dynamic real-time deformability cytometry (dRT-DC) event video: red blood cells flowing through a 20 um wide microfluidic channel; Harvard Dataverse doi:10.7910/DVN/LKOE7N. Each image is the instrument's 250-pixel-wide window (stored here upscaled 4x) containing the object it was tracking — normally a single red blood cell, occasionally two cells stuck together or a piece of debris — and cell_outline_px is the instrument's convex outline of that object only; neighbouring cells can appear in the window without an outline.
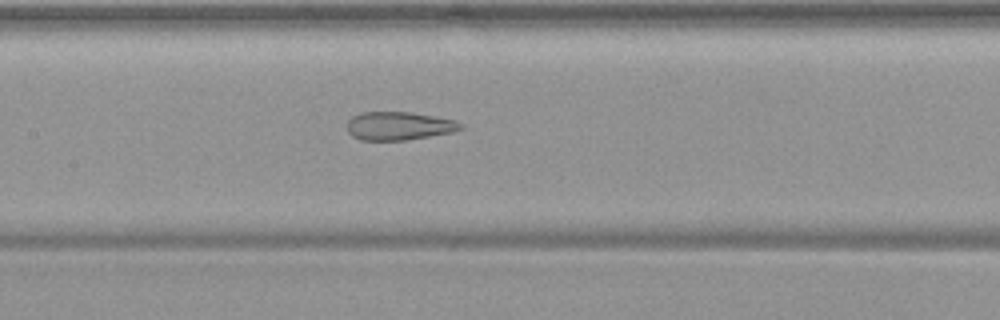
{"species": "common noctule bat (a hibernating species)", "species_latin": "Nyctalus noctula", "temperature_condition": "warm", "stored_images_in_passage": 47, "camera_frame_rate_fps": 3000, "um_per_image_px": 0.085, "animal": {"sex": "female", "body_mass_g": 19.9}, "frame": {"image": 1, "passage_image": 19, "time_ms": 6.0, "image_size_px": [1000, 320], "cell_outline_px": [[464, 128], [452, 132], [408, 140], [360, 140], [352, 136], [348, 132], [348, 120], [352, 116], [360, 112], [412, 112], [436, 116], [456, 120], [464, 124]], "centroid_in_image_um": [33.93, 10.7], "position_along_channel_um": 173.5, "area_um2": 18.96}}
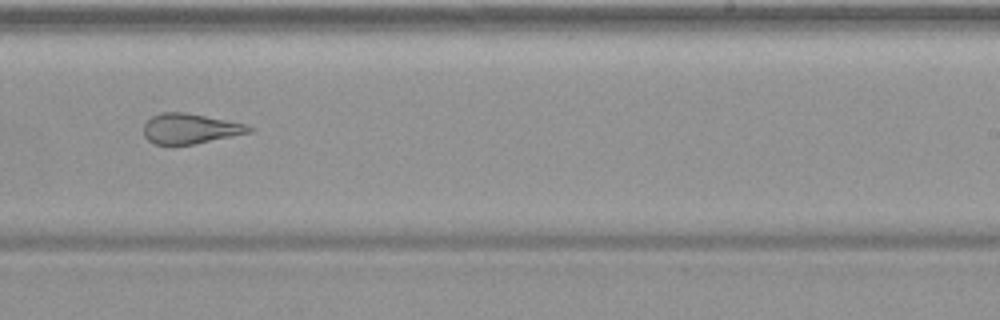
{"frame": {"image": 2, "passage_image": 27, "time_ms": 8.667, "image_size_px": [1000, 320], "cell_outline_px": [[252, 132], [196, 144], [156, 144], [148, 140], [144, 136], [144, 124], [152, 116], [160, 112], [184, 112], [248, 124], [252, 128]], "centroid_in_image_um": [16.17, 10.93], "position_along_channel_um": 272.8, "area_um2": 18.5}}
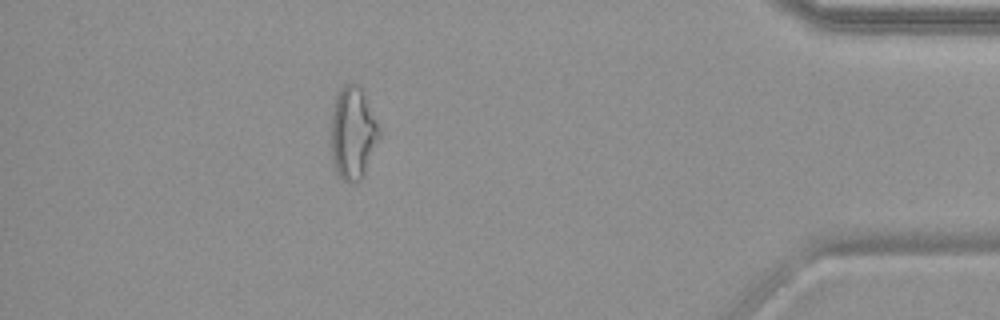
{"frame": {"image": 3, "passage_image": 41, "time_ms": 13.333, "image_size_px": [1000, 320], "cell_outline_px": [[380, 136], [364, 176], [360, 180], [348, 184], [336, 172], [332, 160], [328, 132], [332, 112], [336, 96], [340, 88], [344, 84], [352, 80], [360, 84], [380, 128]], "centroid_in_image_um": [29.96, 11.28], "position_along_channel_um": 405.2, "area_um2": 26.93}, "authors_computed_cell_mechanics": {"area_um2": 23.987, "velocity_mm_per_s": 3.7492, "shape_relaxation_time_tau1_ms": null, "shape_relaxation_time_tau2_ms": 1.3059, "deformation_change_tau1": null, "deformation_change_tau2": 0.1013}}